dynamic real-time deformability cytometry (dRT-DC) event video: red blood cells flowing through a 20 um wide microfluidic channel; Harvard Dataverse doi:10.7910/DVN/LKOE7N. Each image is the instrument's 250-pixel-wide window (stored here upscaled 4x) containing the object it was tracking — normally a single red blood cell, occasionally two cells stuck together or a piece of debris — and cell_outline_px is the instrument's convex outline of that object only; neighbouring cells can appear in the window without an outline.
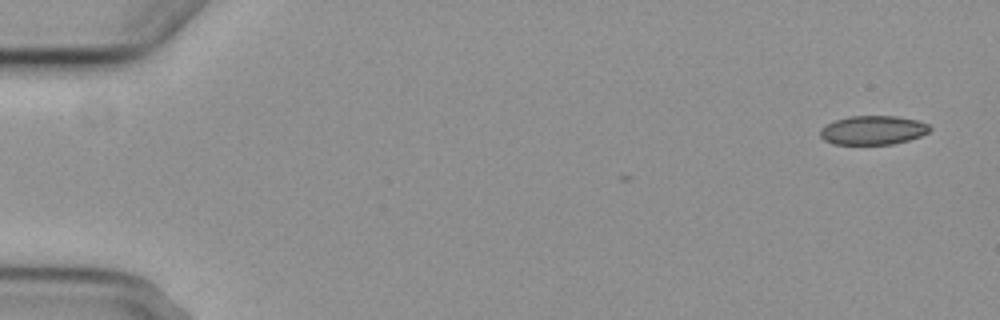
{"species": "common noctule bat (a hibernating species)", "species_latin": "Nyctalus noctula", "temperature_condition": "cold", "stored_images_in_passage": 6, "camera_frame_rate_fps": 3000, "um_per_image_px": 0.085, "animal": {"sex": "female", "body_mass_g": 29.2, "forearm_length_mm": 56.3}, "frame": {"image": 1, "passage_image": 1, "time_ms": 0.0, "image_size_px": [1000, 320], "cell_outline_px": [[932, 128], [928, 132], [920, 136], [908, 140], [892, 144], [832, 144], [824, 140], [820, 136], [820, 128], [836, 120], [848, 116], [896, 116], [916, 120], [928, 124]], "centroid_in_image_um": [74.19, 11.06], "position_along_channel_um": 10.8, "area_um2": 18.44}}
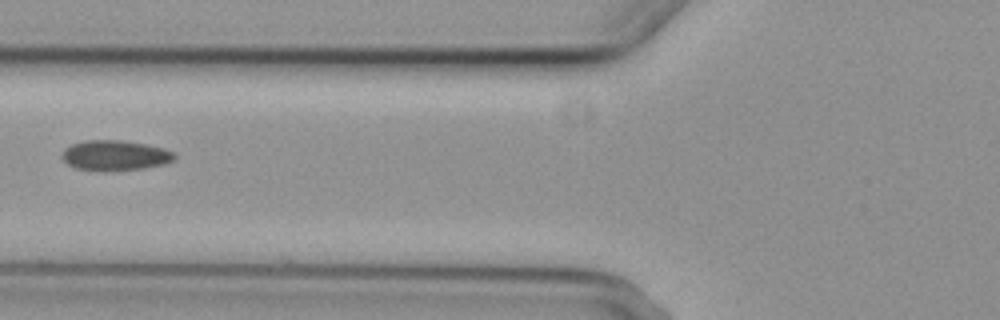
{"frame": {"image": 2, "passage_image": 6, "time_ms": 6.667, "image_size_px": [1000, 320], "cell_outline_px": [[176, 156], [172, 160], [164, 164], [144, 168], [104, 172], [96, 172], [76, 168], [68, 164], [60, 156], [64, 148], [72, 144], [84, 140], [120, 140], [144, 144], [164, 148], [172, 152]], "centroid_in_image_um": [9.72, 13.22], "position_along_channel_um": 116.1, "area_um2": 20.0}}